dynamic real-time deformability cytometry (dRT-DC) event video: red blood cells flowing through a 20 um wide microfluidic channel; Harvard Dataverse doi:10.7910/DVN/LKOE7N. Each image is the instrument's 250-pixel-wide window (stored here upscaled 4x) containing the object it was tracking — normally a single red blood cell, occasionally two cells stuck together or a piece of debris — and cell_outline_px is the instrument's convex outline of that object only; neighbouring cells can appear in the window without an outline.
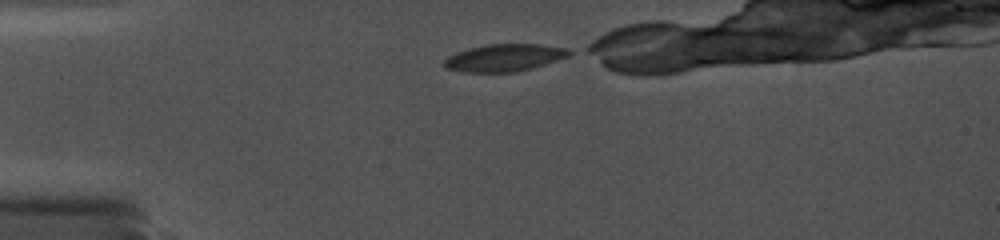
{"species": "common noctule bat (a hibernating species)", "species_latin": "Nyctalus noctula", "temperature_condition": "cold", "stored_images_in_passage": 28, "camera_frame_rate_fps": 5000, "um_per_image_px": 0.085, "animal": {"sex": "female", "body_mass_g": 19.0, "forearm_length_mm": 56.7}, "frame": {"image": 1, "passage_image": 1, "time_ms": 0.0, "image_size_px": [1000, 240], "cell_outline_px": [[572, 52], [568, 56], [532, 68], [516, 72], [464, 72], [448, 68], [444, 64], [444, 60], [448, 56], [472, 48], [488, 44], [536, 44], [564, 48]], "centroid_in_image_um": [42.87, 4.91], "position_along_channel_um": 42.1, "area_um2": 19.36}}
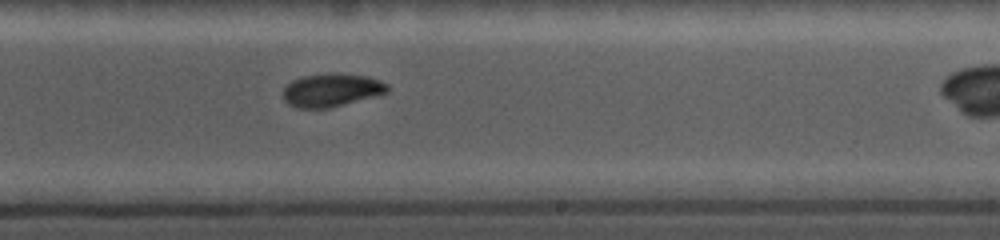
{"frame": {"image": 2, "passage_image": 18, "time_ms": 6.6, "image_size_px": [1000, 240], "cell_outline_px": [[388, 92], [328, 108], [296, 108], [288, 104], [284, 100], [284, 88], [292, 80], [304, 76], [368, 76], [380, 80], [388, 84]], "centroid_in_image_um": [28.15, 7.7], "position_along_channel_um": 260.8, "area_um2": 19.13}}
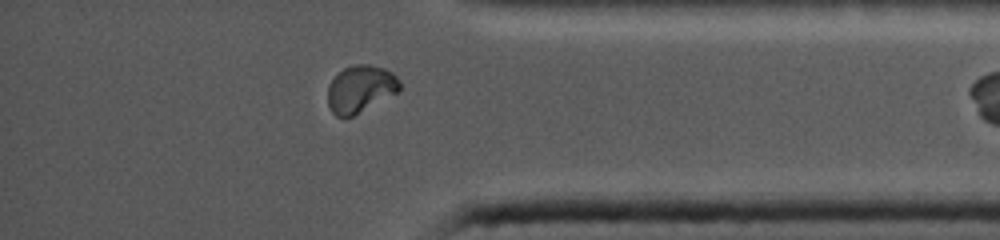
{"frame": {"image": 3, "passage_image": 27, "time_ms": 10.4, "image_size_px": [1000, 240], "cell_outline_px": [[400, 88], [396, 92], [352, 116], [336, 116], [332, 112], [328, 104], [328, 84], [344, 68], [356, 64], [368, 64], [384, 68], [392, 72], [400, 80]], "centroid_in_image_um": [30.62, 7.53], "position_along_channel_um": 404.6, "area_um2": 19.36}}